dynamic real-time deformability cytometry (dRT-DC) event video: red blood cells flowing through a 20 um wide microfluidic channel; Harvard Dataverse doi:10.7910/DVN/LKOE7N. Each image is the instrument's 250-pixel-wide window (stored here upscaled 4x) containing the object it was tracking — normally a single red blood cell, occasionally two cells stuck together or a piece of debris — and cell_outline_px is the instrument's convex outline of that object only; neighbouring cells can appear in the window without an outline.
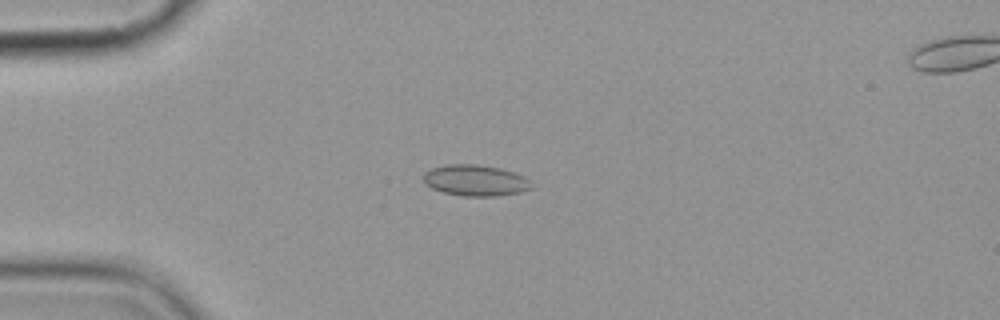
{"species": "common noctule bat (a hibernating species)", "species_latin": "Nyctalus noctula", "temperature_condition": "cold", "stored_images_in_passage": 6, "camera_frame_rate_fps": 3000, "um_per_image_px": 0.085, "animal": {"sex": "female", "body_mass_g": 19.9}, "frame": {"image": 1, "passage_image": 4, "time_ms": 3.333, "image_size_px": [1000, 320], "cell_outline_px": [[532, 188], [520, 192], [496, 196], [464, 196], [444, 192], [432, 188], [424, 184], [424, 172], [432, 168], [444, 164], [476, 164], [500, 168], [524, 176], [532, 184]], "centroid_in_image_um": [40.39, 15.33], "position_along_channel_um": 44.6, "area_um2": 19.54}}
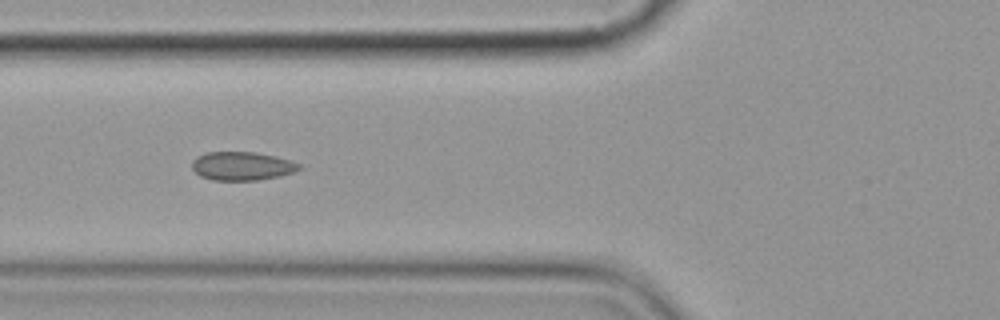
{"frame": {"image": 2, "passage_image": 6, "time_ms": 5.667, "image_size_px": [1000, 320], "cell_outline_px": [[304, 168], [280, 176], [256, 180], [212, 180], [200, 176], [192, 168], [192, 160], [196, 156], [208, 152], [256, 152], [288, 160], [300, 164]], "centroid_in_image_um": [20.55, 14.11], "position_along_channel_um": 105.3, "area_um2": 17.74}}